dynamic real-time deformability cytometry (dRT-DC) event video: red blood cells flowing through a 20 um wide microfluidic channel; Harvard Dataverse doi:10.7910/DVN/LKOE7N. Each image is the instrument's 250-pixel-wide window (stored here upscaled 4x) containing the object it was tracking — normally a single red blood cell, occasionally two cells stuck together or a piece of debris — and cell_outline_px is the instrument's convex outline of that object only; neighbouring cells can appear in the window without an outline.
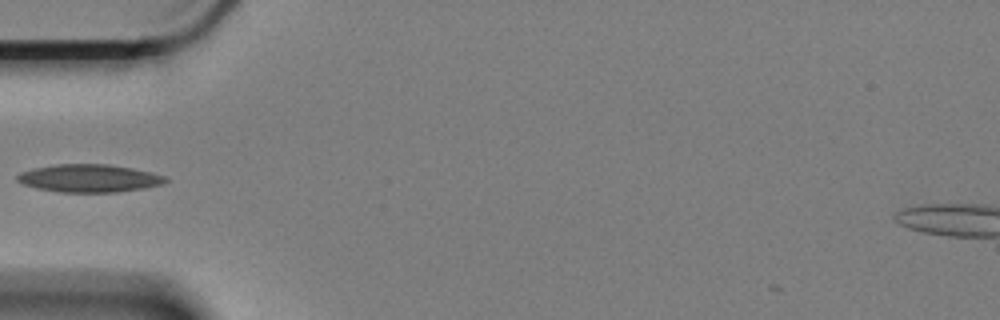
{"species": "Egyptian fruit bat (a non-hibernating species)", "species_latin": "Rousettus aegyptiacus", "temperature_condition": "cold", "stored_images_in_passage": 34, "camera_frame_rate_fps": 3000, "um_per_image_px": 0.085, "animal": {"sex": "female"}, "frame": {"image": 1, "passage_image": 1, "time_ms": 0.0, "image_size_px": [1000, 320], "cell_outline_px": [[168, 180], [160, 184], [144, 188], [116, 192], [56, 192], [36, 188], [20, 184], [16, 180], [16, 176], [20, 172], [32, 168], [56, 164], [108, 164], [132, 168], [152, 172], [164, 176]], "centroid_in_image_um": [7.51, 15.15], "position_along_channel_um": 77.5, "area_um2": 24.16}}
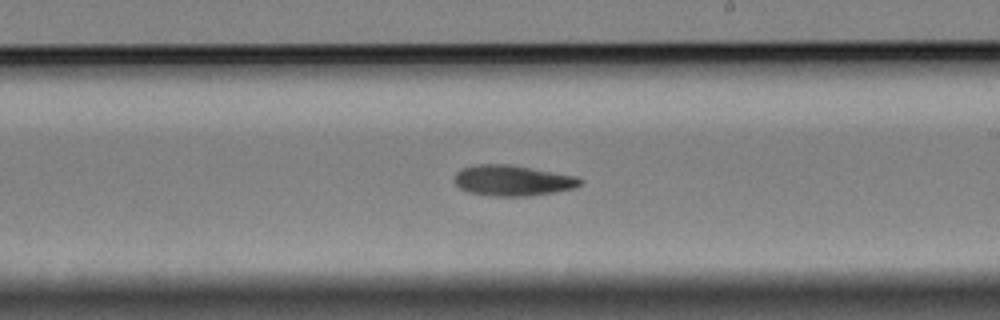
{"frame": {"image": 2, "passage_image": 16, "time_ms": 5.0, "image_size_px": [1000, 320], "cell_outline_px": [[584, 180], [576, 188], [556, 192], [528, 196], [488, 196], [468, 192], [460, 188], [456, 184], [456, 172], [460, 168], [476, 164], [512, 164], [576, 176]], "centroid_in_image_um": [43.58, 15.34], "position_along_channel_um": 245.4, "area_um2": 22.72}}
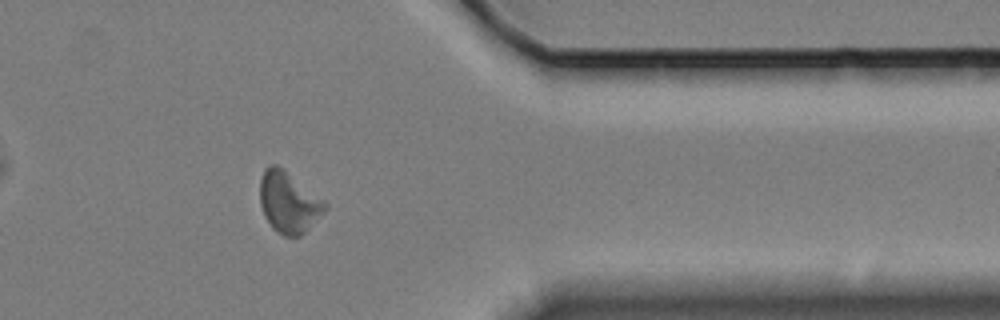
{"frame": {"image": 3, "passage_image": 30, "time_ms": 9.667, "image_size_px": [1000, 320], "cell_outline_px": [[328, 208], [300, 236], [284, 236], [276, 232], [272, 228], [264, 216], [260, 204], [260, 176], [264, 168], [272, 164], [276, 164], [284, 168], [328, 204]], "centroid_in_image_um": [24.5, 17.17], "position_along_channel_um": 386.9, "area_um2": 23.24}}